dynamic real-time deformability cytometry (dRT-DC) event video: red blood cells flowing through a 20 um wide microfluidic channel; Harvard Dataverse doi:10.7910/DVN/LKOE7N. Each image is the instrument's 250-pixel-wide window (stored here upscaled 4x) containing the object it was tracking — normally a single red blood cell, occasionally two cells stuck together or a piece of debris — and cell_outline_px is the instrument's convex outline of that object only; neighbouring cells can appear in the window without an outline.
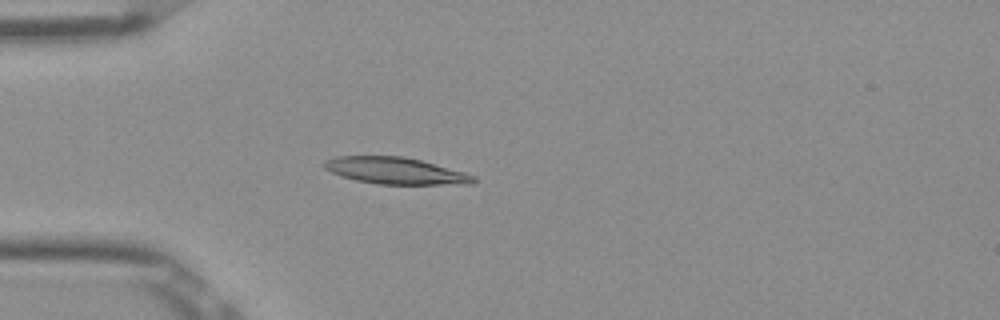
{"species": "Egyptian fruit bat (a non-hibernating species)", "species_latin": "Rousettus aegyptiacus", "temperature_condition": "room temperature", "stored_images_in_passage": 52, "camera_frame_rate_fps": 3000, "um_per_image_px": 0.085, "frame": {"image": 1, "passage_image": 15, "time_ms": 4.667, "image_size_px": [1000, 320], "cell_outline_px": [[476, 180], [472, 184], [376, 184], [356, 180], [340, 176], [324, 168], [320, 164], [324, 160], [336, 156], [404, 156], [420, 160], [464, 172], [476, 176]], "centroid_in_image_um": [33.57, 14.51], "position_along_channel_um": 51.4, "area_um2": 23.29}}
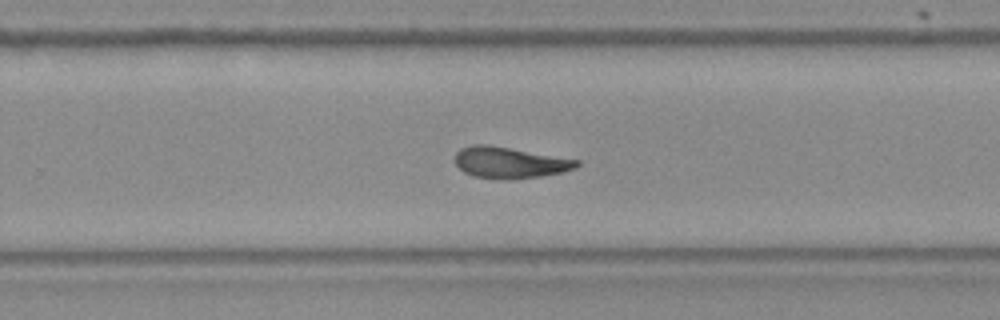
{"frame": {"image": 2, "passage_image": 34, "time_ms": 11.0, "image_size_px": [1000, 320], "cell_outline_px": [[580, 164], [576, 168], [564, 172], [540, 176], [508, 180], [504, 180], [476, 176], [464, 172], [456, 164], [456, 152], [460, 148], [472, 144], [488, 144], [580, 160]], "centroid_in_image_um": [43.34, 13.81], "position_along_channel_um": 286.5, "area_um2": 22.2}}
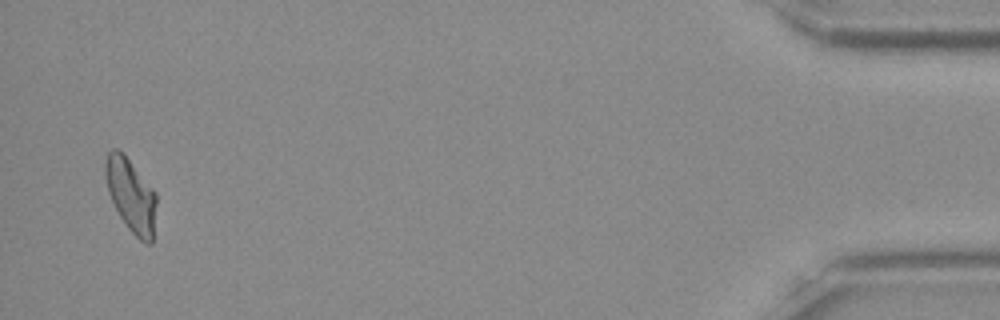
{"frame": {"image": 3, "passage_image": 51, "time_ms": 16.667, "image_size_px": [1000, 320], "cell_outline_px": [[156, 204], [152, 244], [148, 244], [140, 240], [128, 228], [120, 216], [108, 192], [104, 176], [104, 164], [108, 152], [112, 148], [116, 148], [128, 160], [156, 192]], "centroid_in_image_um": [11.12, 16.61], "position_along_channel_um": 424.1, "area_um2": 21.5}, "authors_computed_cell_mechanics": {"area_um2": 21.9929, "velocity_mm_per_s": 3.8804, "shape_relaxation_time_tau1_ms": 5.7803, "shape_relaxation_time_tau2_ms": 2.7759, "deformation_change_tau1": 0.1987, "deformation_change_tau2": 0.1113}}